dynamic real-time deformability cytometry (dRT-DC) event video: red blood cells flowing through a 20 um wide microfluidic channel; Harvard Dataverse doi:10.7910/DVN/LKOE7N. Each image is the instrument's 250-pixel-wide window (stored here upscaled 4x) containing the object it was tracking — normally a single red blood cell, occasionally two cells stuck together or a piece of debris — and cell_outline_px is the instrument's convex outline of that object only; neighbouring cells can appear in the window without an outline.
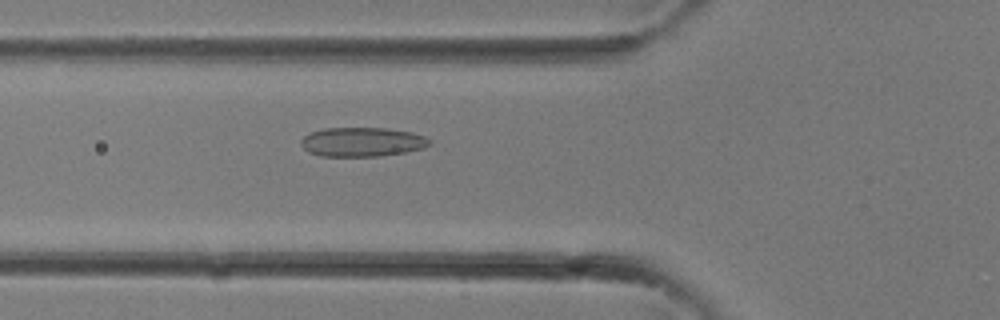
{"species": "common noctule bat (a hibernating species)", "species_latin": "Nyctalus noctula", "temperature_condition": "room temperature", "stored_images_in_passage": 33, "camera_frame_rate_fps": 3000, "um_per_image_px": 0.085, "animal": {"sex": "female"}, "frame": {"image": 1, "passage_image": 12, "time_ms": 3.667, "image_size_px": [1000, 320], "cell_outline_px": [[432, 144], [424, 148], [404, 152], [380, 156], [320, 156], [308, 152], [300, 144], [300, 140], [308, 132], [324, 128], [384, 128], [412, 132], [424, 136], [432, 140]], "centroid_in_image_um": [30.77, 12.06], "position_along_channel_um": 95.0, "area_um2": 22.08}}
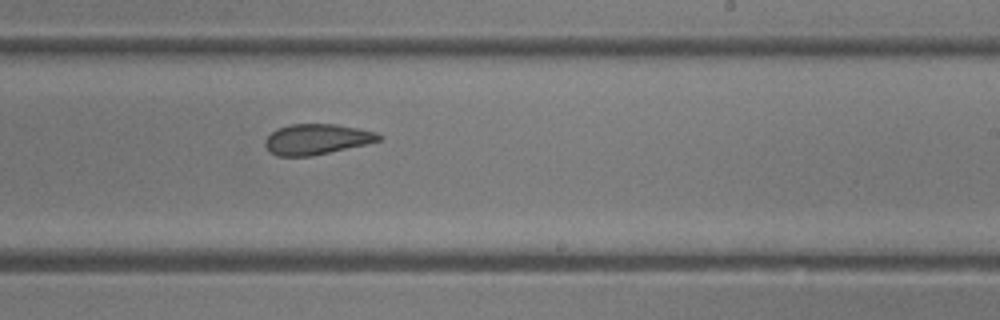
{"frame": {"image": 2, "passage_image": 20, "time_ms": 6.333, "image_size_px": [1000, 320], "cell_outline_px": [[380, 140], [364, 144], [312, 156], [276, 156], [268, 152], [264, 144], [264, 140], [276, 128], [292, 124], [336, 124], [376, 132], [380, 136]], "centroid_in_image_um": [26.84, 11.84], "position_along_channel_um": 262.2, "area_um2": 20.06}}
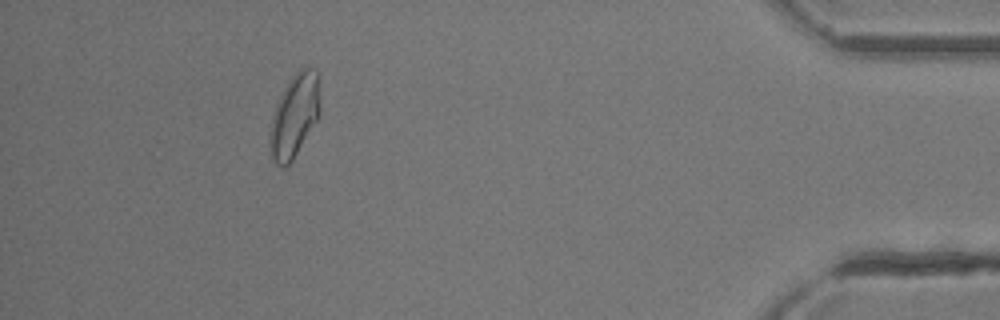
{"frame": {"image": 3, "passage_image": 30, "time_ms": 9.667, "image_size_px": [1000, 320], "cell_outline_px": [[320, 116], [292, 160], [284, 168], [276, 164], [272, 160], [268, 144], [272, 116], [276, 104], [288, 80], [300, 68], [308, 68], [316, 72], [320, 96]], "centroid_in_image_um": [25.01, 9.87], "position_along_channel_um": 410.2, "area_um2": 24.33}}